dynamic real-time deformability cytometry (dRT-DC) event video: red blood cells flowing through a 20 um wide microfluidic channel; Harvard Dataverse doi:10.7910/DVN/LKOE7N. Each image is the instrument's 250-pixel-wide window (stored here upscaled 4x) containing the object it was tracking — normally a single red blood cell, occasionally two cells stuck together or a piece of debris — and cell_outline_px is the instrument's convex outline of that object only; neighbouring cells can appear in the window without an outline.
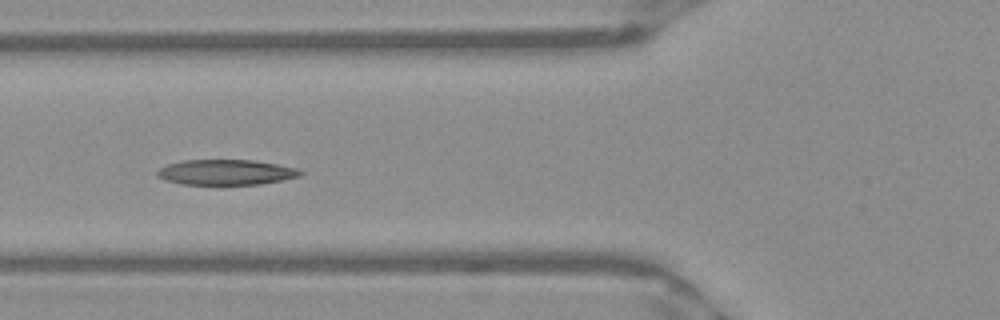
{"species": "Egyptian fruit bat (a non-hibernating species)", "species_latin": "Rousettus aegyptiacus", "temperature_condition": "warm", "stored_images_in_passage": 16, "camera_frame_rate_fps": 3000, "um_per_image_px": 0.085, "frame": {"image": 1, "passage_image": 7, "time_ms": 2.0, "image_size_px": [1000, 320], "cell_outline_px": [[304, 172], [300, 176], [260, 184], [184, 184], [164, 180], [156, 176], [156, 172], [160, 168], [168, 164], [184, 160], [252, 160], [276, 164], [296, 168]], "centroid_in_image_um": [19.18, 14.64], "position_along_channel_um": 106.6, "area_um2": 20.92}}
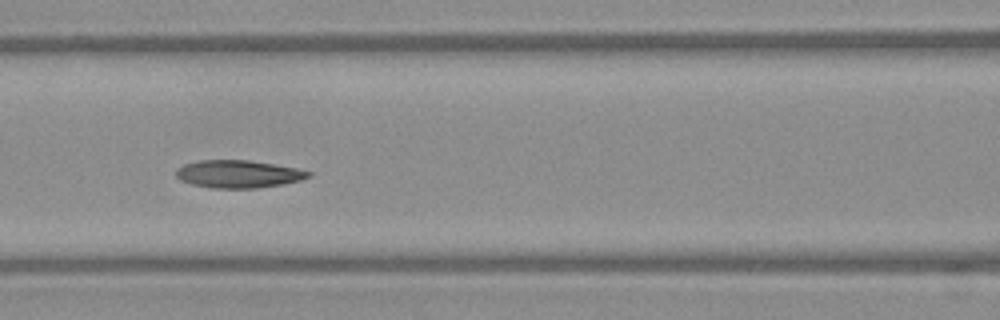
{"frame": {"image": 2, "passage_image": 10, "time_ms": 3.0, "image_size_px": [1000, 320], "cell_outline_px": [[312, 176], [300, 180], [284, 184], [256, 188], [212, 188], [192, 184], [180, 180], [176, 176], [176, 168], [184, 164], [200, 160], [248, 160], [296, 168], [312, 172]], "centroid_in_image_um": [20.25, 14.79], "position_along_channel_um": 146.3, "area_um2": 21.33}}